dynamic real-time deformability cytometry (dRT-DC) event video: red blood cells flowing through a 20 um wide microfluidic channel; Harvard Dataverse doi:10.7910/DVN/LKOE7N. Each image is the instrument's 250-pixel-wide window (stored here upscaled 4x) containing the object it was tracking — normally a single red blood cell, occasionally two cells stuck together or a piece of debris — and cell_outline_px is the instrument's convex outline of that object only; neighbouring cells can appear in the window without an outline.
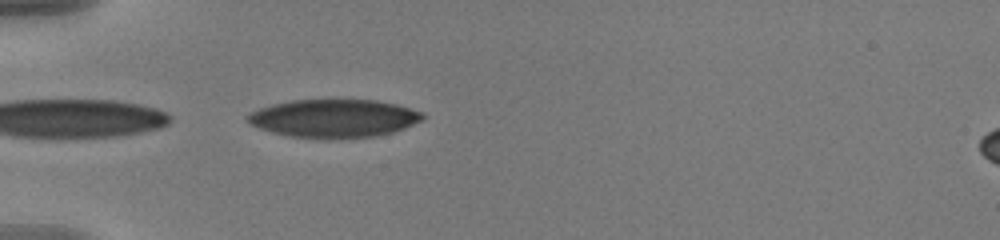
{"species": "human", "species_latin": "Homo sapiens", "temperature_condition": "warm", "stored_images_in_passage": 39, "camera_frame_rate_fps": 3000, "um_per_image_px": 0.085, "donor": {"sex": "male"}, "frame": {"image": 1, "passage_image": 1, "time_ms": 0.0, "image_size_px": [1000, 240], "cell_outline_px": [[424, 120], [404, 128], [392, 132], [376, 136], [288, 136], [272, 132], [248, 124], [244, 116], [248, 112], [272, 104], [292, 100], [332, 96], [376, 100], [396, 104], [424, 112]], "centroid_in_image_um": [28.36, 9.97], "position_along_channel_um": 56.6, "area_um2": 39.48}}
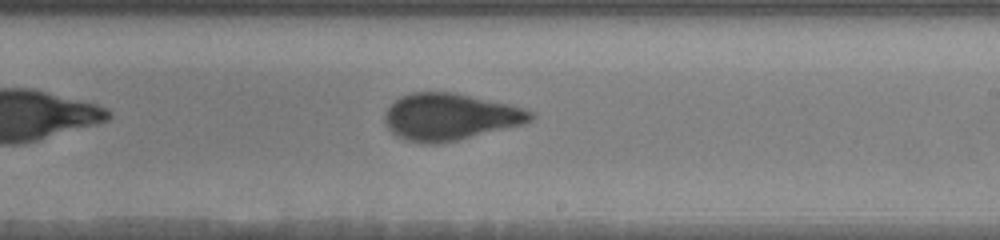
{"frame": {"image": 2, "passage_image": 18, "time_ms": 5.667, "image_size_px": [1000, 240], "cell_outline_px": [[536, 116], [532, 120], [524, 124], [440, 144], [424, 144], [404, 140], [396, 136], [384, 124], [384, 112], [400, 96], [412, 92], [452, 92], [512, 104], [524, 108], [532, 112]], "centroid_in_image_um": [38.24, 9.93], "position_along_channel_um": 250.8, "area_um2": 40.11}}
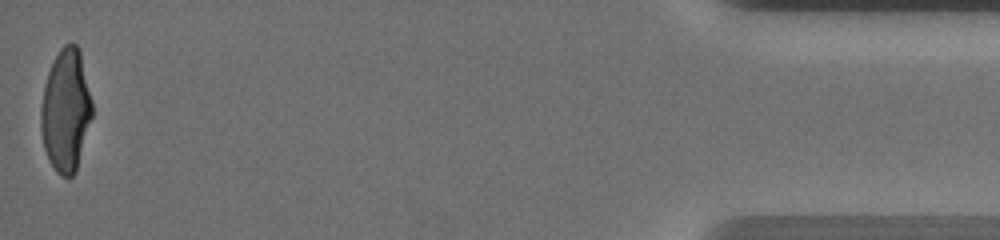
{"frame": {"image": 3, "passage_image": 39, "time_ms": 12.667, "image_size_px": [1000, 240], "cell_outline_px": [[92, 116], [76, 172], [68, 180], [60, 176], [56, 172], [48, 160], [44, 148], [40, 128], [40, 108], [44, 88], [48, 72], [60, 48], [64, 44], [72, 40], [76, 44], [80, 52], [92, 100]], "centroid_in_image_um": [5.59, 9.42], "position_along_channel_um": 429.6, "area_um2": 36.88}, "authors_computed_cell_mechanics": {"area_um2": 39.3618, "velocity_mm_per_s": 3.6566, "shape_relaxation_time_tau1_ms": 7.0552, "shape_relaxation_time_tau2_ms": 0.8983, "deformation_change_tau1": 0.257, "deformation_change_tau2": 0.077}}